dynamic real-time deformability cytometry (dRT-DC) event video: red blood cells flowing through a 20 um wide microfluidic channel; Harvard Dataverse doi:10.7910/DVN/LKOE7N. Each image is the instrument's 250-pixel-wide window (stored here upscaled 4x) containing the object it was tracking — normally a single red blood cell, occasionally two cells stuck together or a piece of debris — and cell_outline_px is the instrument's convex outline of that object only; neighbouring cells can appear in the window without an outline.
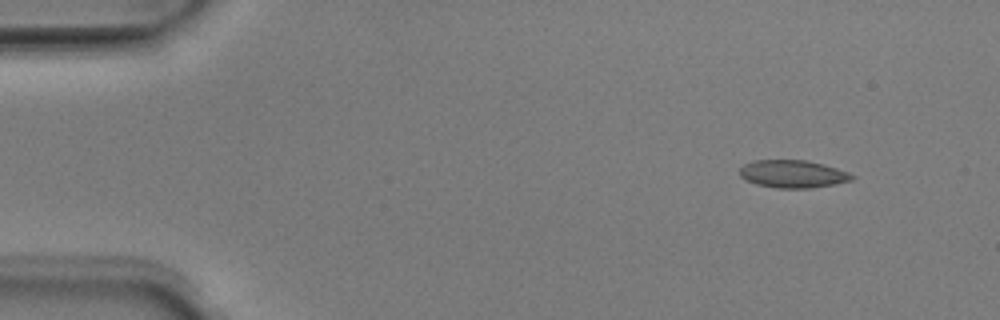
{"species": "Egyptian fruit bat (a non-hibernating species)", "species_latin": "Rousettus aegyptiacus", "temperature_condition": "room temperature", "stored_images_in_passage": 46, "camera_frame_rate_fps": 3000, "um_per_image_px": 0.085, "animal": {"sex": "male"}, "frame": {"image": 1, "passage_image": 1, "time_ms": 0.0, "image_size_px": [1000, 320], "cell_outline_px": [[856, 176], [852, 180], [812, 188], [776, 188], [756, 184], [740, 176], [740, 168], [744, 164], [756, 160], [804, 160], [824, 164], [848, 172]], "centroid_in_image_um": [67.39, 14.78], "position_along_channel_um": 17.6, "area_um2": 17.98}}
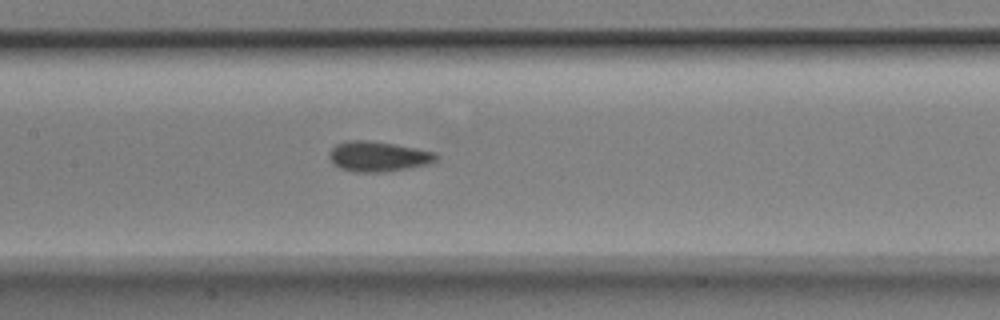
{"frame": {"image": 2, "passage_image": 20, "time_ms": 6.333, "image_size_px": [1000, 320], "cell_outline_px": [[440, 156], [436, 160], [428, 164], [408, 168], [384, 172], [356, 172], [340, 168], [332, 164], [328, 156], [332, 148], [336, 144], [348, 140], [372, 140], [396, 144], [436, 152]], "centroid_in_image_um": [32.14, 13.29], "position_along_channel_um": 175.3, "area_um2": 19.02}}
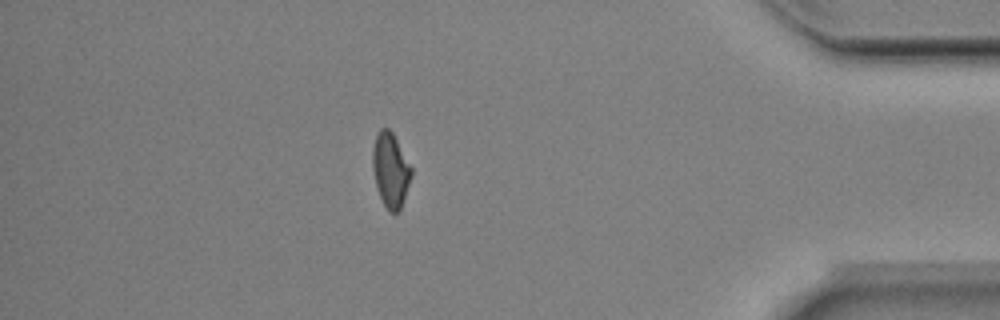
{"frame": {"image": 3, "passage_image": 40, "time_ms": 13.0, "image_size_px": [1000, 320], "cell_outline_px": [[412, 176], [400, 212], [388, 212], [376, 188], [372, 168], [372, 148], [376, 132], [380, 128], [388, 128], [392, 132], [412, 168]], "centroid_in_image_um": [33.18, 14.46], "position_along_channel_um": 402.0, "area_um2": 17.05}, "authors_computed_cell_mechanics": {"area_um2": 17.918, "velocity_mm_per_s": 4.0083, "shape_relaxation_time_tau1_ms": 2.5515, "shape_relaxation_time_tau2_ms": 2.7024, "deformation_change_tau1": 0.1137, "deformation_change_tau2": 0.0688}}